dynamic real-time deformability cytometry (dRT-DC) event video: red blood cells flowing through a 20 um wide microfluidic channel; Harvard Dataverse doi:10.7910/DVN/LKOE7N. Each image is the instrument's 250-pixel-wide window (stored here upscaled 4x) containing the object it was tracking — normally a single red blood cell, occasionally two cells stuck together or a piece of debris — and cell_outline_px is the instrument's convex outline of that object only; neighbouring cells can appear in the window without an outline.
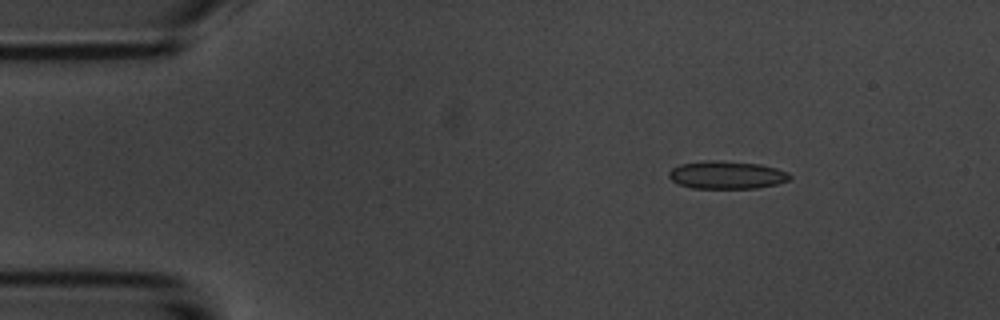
{"species": "common noctule bat (a hibernating species)", "species_latin": "Nyctalus noctula", "temperature_condition": "room temperature", "stored_images_in_passage": 6, "camera_frame_rate_fps": 3000, "um_per_image_px": 0.085, "animal": {"sex": "male", "body_mass_g": 20.1, "forearm_length_mm": 53.5}, "frame": {"image": 1, "passage_image": 2, "time_ms": 1.333, "image_size_px": [1000, 320], "cell_outline_px": [[792, 176], [788, 180], [776, 184], [756, 188], [692, 188], [680, 184], [672, 180], [668, 176], [668, 172], [672, 168], [680, 164], [708, 160], [712, 160], [760, 164], [776, 168], [788, 172]], "centroid_in_image_um": [61.76, 14.87], "position_along_channel_um": 23.2, "area_um2": 19.48}}
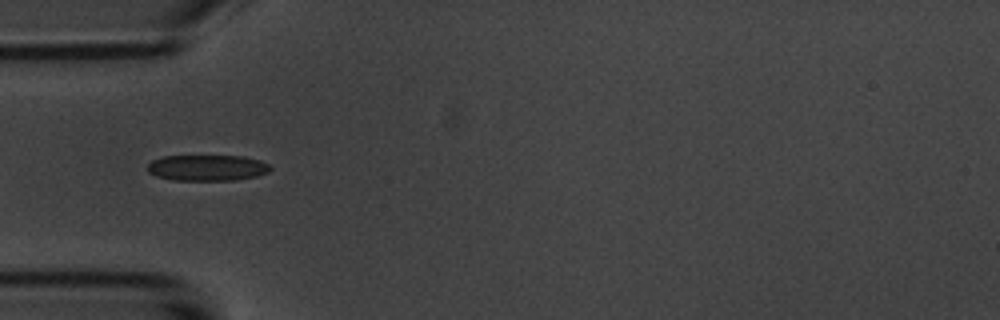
{"frame": {"image": 2, "passage_image": 4, "time_ms": 4.333, "image_size_px": [1000, 320], "cell_outline_px": [[272, 168], [268, 172], [256, 176], [236, 180], [172, 180], [156, 176], [148, 172], [148, 164], [152, 160], [164, 156], [244, 156], [260, 160], [268, 164]], "centroid_in_image_um": [17.62, 14.26], "position_along_channel_um": 67.4, "area_um2": 18.61}}
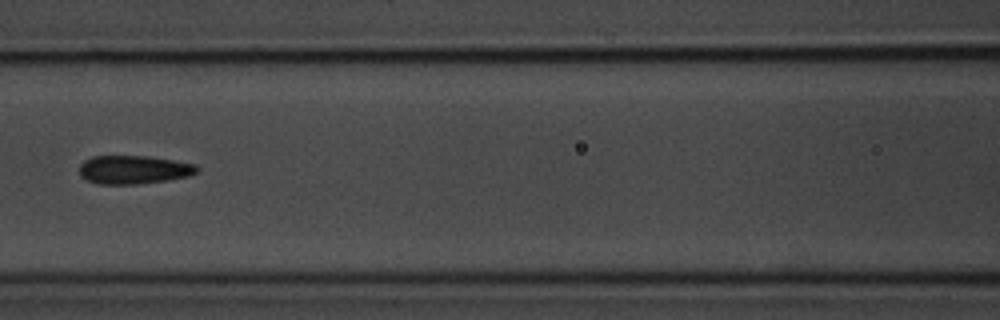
{"frame": {"image": 3, "passage_image": 6, "time_ms": 6.667, "image_size_px": [1000, 320], "cell_outline_px": [[200, 168], [196, 172], [188, 176], [168, 180], [136, 184], [100, 184], [88, 180], [80, 176], [80, 164], [84, 160], [92, 156], [148, 156], [196, 164]], "centroid_in_image_um": [11.36, 14.42], "position_along_channel_um": 155.2, "area_um2": 19.48}}